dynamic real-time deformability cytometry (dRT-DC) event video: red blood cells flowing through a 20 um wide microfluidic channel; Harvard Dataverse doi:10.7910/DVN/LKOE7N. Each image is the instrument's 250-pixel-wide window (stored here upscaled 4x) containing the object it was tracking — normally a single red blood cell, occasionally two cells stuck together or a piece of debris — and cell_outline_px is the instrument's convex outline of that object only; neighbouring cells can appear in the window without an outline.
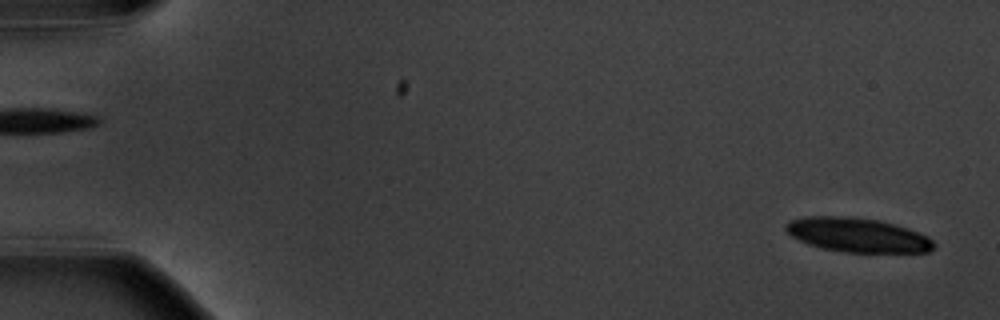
{"species": "common noctule bat (a hibernating species)", "species_latin": "Nyctalus noctula", "temperature_condition": "warm", "stored_images_in_passage": 2, "segment_of_instrument_passage": [2, 2], "camera_frame_rate_fps": 3000, "um_per_image_px": 0.085, "animal": {"sex": "male", "body_mass_g": 20.1, "forearm_length_mm": 53.5}, "frame": {"image": 1, "passage_image": 2, "time_ms": 1.333, "image_size_px": [1000, 320], "cell_outline_px": [[936, 244], [928, 252], [844, 252], [820, 248], [808, 244], [792, 236], [784, 228], [784, 224], [788, 220], [808, 216], [852, 216], [880, 220], [908, 228], [928, 236]], "centroid_in_image_um": [72.87, 19.96], "position_along_channel_um": 12.1, "area_um2": 29.71}}